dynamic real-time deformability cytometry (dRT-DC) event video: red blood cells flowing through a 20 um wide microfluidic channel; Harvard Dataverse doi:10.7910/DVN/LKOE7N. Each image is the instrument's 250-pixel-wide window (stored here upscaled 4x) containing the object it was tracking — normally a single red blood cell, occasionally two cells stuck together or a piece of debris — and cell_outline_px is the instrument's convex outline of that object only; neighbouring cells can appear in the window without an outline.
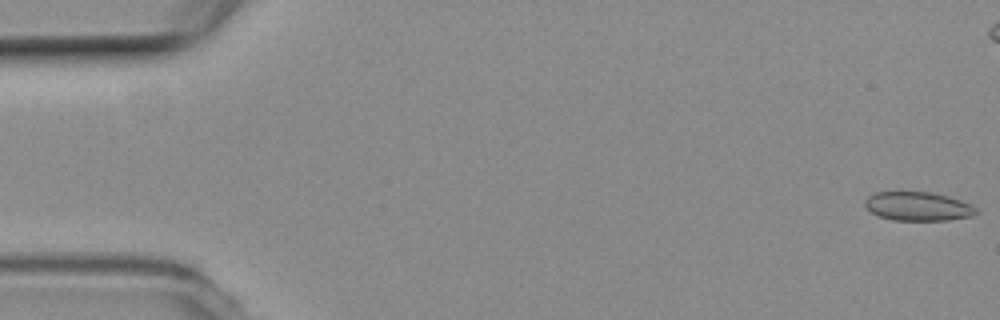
{"species": "common noctule bat (a hibernating species)", "species_latin": "Nyctalus noctula", "temperature_condition": "room temperature", "stored_images_in_passage": 55, "camera_frame_rate_fps": 3000, "um_per_image_px": 0.085, "animal": {"sex": "female", "body_mass_g": 19.3, "forearm_length_mm": 54.1}, "frame": {"image": 1, "passage_image": 1, "time_ms": 0.0, "image_size_px": [1000, 320], "cell_outline_px": [[976, 212], [972, 216], [948, 220], [892, 220], [876, 216], [864, 204], [864, 200], [872, 192], [932, 192], [948, 196], [960, 200], [976, 208]], "centroid_in_image_um": [77.97, 17.54], "position_along_channel_um": 7.0, "area_um2": 18.67}}
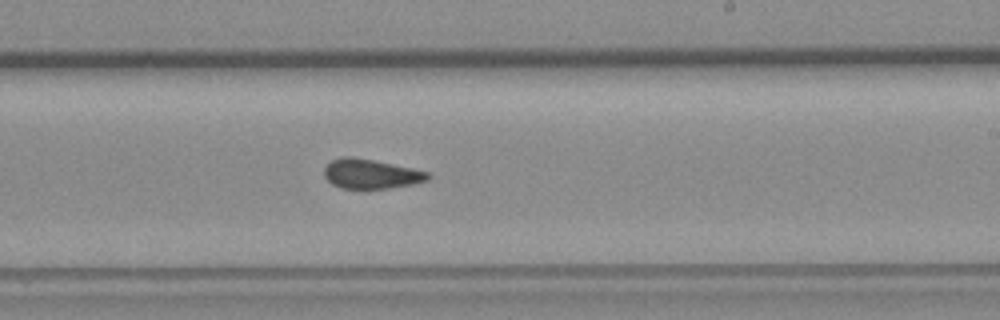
{"frame": {"image": 2, "passage_image": 32, "time_ms": 10.333, "image_size_px": [1000, 320], "cell_outline_px": [[432, 176], [428, 180], [412, 184], [388, 188], [340, 188], [332, 184], [324, 176], [324, 168], [332, 160], [340, 156], [352, 156], [412, 168], [428, 172]], "centroid_in_image_um": [31.51, 14.77], "position_along_channel_um": 257.5, "area_um2": 17.74}}
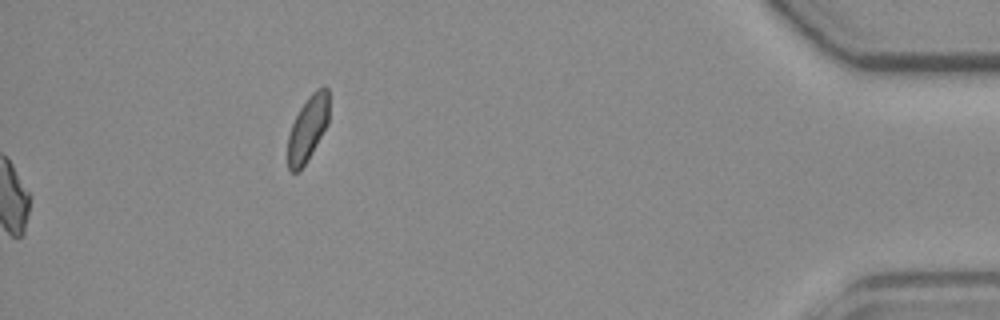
{"frame": {"image": 3, "passage_image": 55, "time_ms": 18.0, "image_size_px": [1000, 320], "cell_outline_px": [[328, 124], [312, 152], [300, 172], [292, 172], [288, 168], [288, 136], [292, 124], [300, 108], [308, 96], [316, 88], [328, 88]], "centroid_in_image_um": [26.15, 10.94], "position_along_channel_um": 409.0, "area_um2": 15.55}, "authors_computed_cell_mechanics": {"area_um2": 18.2648, "velocity_mm_per_s": 3.7965, "shape_relaxation_time_tau1_ms": null, "shape_relaxation_time_tau2_ms": 1.5398, "deformation_change_tau1": null, "deformation_change_tau2": 0.0539}}